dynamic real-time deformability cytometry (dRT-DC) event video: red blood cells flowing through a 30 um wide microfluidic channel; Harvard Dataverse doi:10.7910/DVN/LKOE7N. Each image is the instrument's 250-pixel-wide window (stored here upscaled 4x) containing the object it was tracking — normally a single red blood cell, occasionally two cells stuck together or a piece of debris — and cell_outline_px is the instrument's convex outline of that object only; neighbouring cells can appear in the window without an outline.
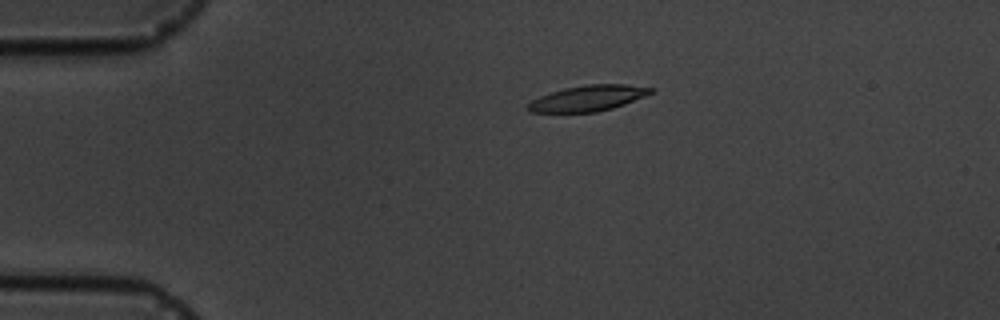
{"species": "common noctule bat (a hibernating species)", "species_latin": "Nyctalus noctula", "temperature_condition": "cold", "stored_images_in_passage": 6, "camera_frame_rate_fps": 3000, "um_per_image_px": 0.085, "animal": {"sex": "male", "body_mass_g": 19.5, "forearm_length_mm": 54.6}, "frame": {"image": 1, "passage_image": 4, "time_ms": 3.333, "image_size_px": [1000, 320], "cell_outline_px": [[656, 88], [652, 92], [644, 96], [624, 104], [612, 108], [596, 112], [528, 112], [528, 104], [532, 100], [540, 96], [564, 88], [584, 84], [628, 84]], "centroid_in_image_um": [50.0, 8.34], "position_along_channel_um": 35.0, "area_um2": 18.32}}
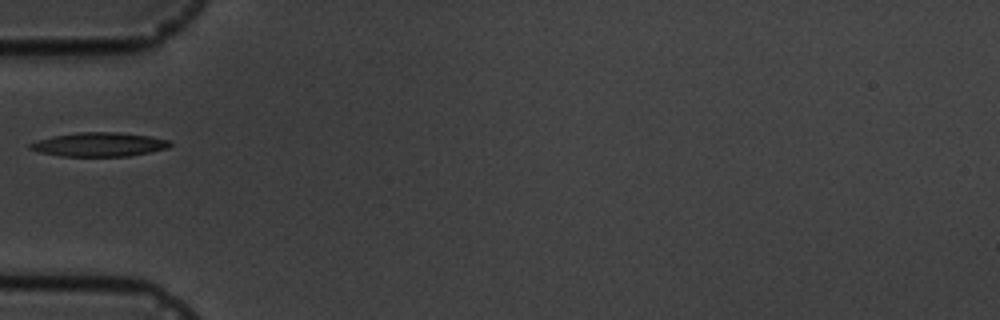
{"frame": {"image": 2, "passage_image": 6, "time_ms": 5.667, "image_size_px": [1000, 320], "cell_outline_px": [[172, 144], [168, 148], [128, 156], [60, 156], [40, 152], [28, 148], [28, 144], [36, 140], [52, 136], [76, 132], [120, 132], [148, 136], [168, 140]], "centroid_in_image_um": [8.38, 12.27], "position_along_channel_um": 76.6, "area_um2": 19.54}}